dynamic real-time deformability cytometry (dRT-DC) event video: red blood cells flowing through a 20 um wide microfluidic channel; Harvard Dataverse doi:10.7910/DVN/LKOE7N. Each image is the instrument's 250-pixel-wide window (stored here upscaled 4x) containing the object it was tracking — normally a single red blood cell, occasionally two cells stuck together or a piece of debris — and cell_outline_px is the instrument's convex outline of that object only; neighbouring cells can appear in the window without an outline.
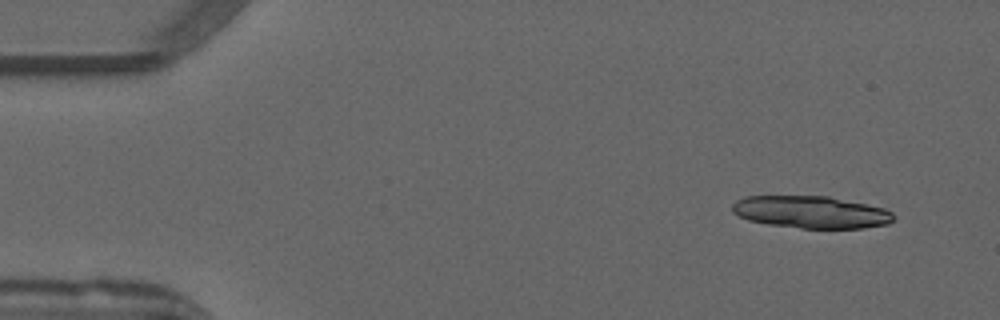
{"species": "common noctule bat (a hibernating species)", "species_latin": "Nyctalus noctula", "temperature_condition": "warm", "stored_images_in_passage": 30, "camera_frame_rate_fps": 3000, "um_per_image_px": 0.085, "animal": {"sex": "male", "forearm_length_mm": 52.5}, "frame": {"image": 1, "passage_image": 3, "time_ms": 0.667, "image_size_px": [1000, 320], "cell_outline_px": [[896, 216], [888, 224], [864, 228], [800, 228], [768, 224], [748, 220], [732, 212], [732, 204], [736, 200], [744, 196], [828, 196], [884, 208], [892, 212]], "centroid_in_image_um": [68.93, 18.03], "position_along_channel_um": 16.1, "area_um2": 30.35}}
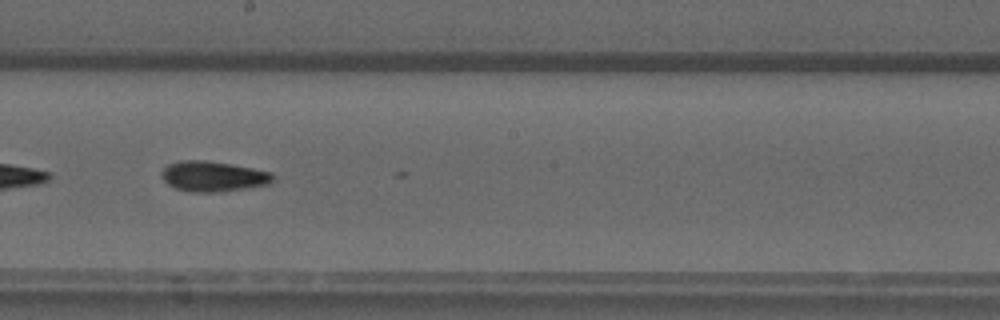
{"frame": {"image": 2, "passage_image": 28, "time_ms": 9.0, "image_size_px": [1000, 320], "cell_outline_px": [[276, 180], [268, 184], [244, 188], [216, 192], [188, 192], [176, 188], [168, 184], [160, 176], [160, 172], [168, 164], [180, 160], [204, 160], [252, 168], [272, 172], [276, 176]], "centroid_in_image_um": [18.11, 14.99], "position_along_channel_um": 230.1, "area_um2": 19.71}}